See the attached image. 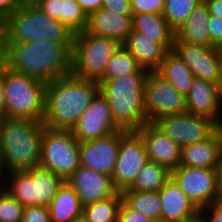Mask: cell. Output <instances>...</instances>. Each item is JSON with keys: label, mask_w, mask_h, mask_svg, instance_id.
I'll return each mask as SVG.
<instances>
[{"label": "cell", "mask_w": 222, "mask_h": 222, "mask_svg": "<svg viewBox=\"0 0 222 222\" xmlns=\"http://www.w3.org/2000/svg\"><path fill=\"white\" fill-rule=\"evenodd\" d=\"M149 71L142 68L135 57L121 45L108 62L106 71L101 79H115L126 74H148Z\"/></svg>", "instance_id": "obj_30"}, {"label": "cell", "mask_w": 222, "mask_h": 222, "mask_svg": "<svg viewBox=\"0 0 222 222\" xmlns=\"http://www.w3.org/2000/svg\"><path fill=\"white\" fill-rule=\"evenodd\" d=\"M87 15L102 7V0H76Z\"/></svg>", "instance_id": "obj_43"}, {"label": "cell", "mask_w": 222, "mask_h": 222, "mask_svg": "<svg viewBox=\"0 0 222 222\" xmlns=\"http://www.w3.org/2000/svg\"><path fill=\"white\" fill-rule=\"evenodd\" d=\"M146 122L187 111L186 97L157 71H149L144 85Z\"/></svg>", "instance_id": "obj_10"}, {"label": "cell", "mask_w": 222, "mask_h": 222, "mask_svg": "<svg viewBox=\"0 0 222 222\" xmlns=\"http://www.w3.org/2000/svg\"><path fill=\"white\" fill-rule=\"evenodd\" d=\"M123 201L133 210L144 213L151 220H160L161 207L158 192L123 190Z\"/></svg>", "instance_id": "obj_29"}, {"label": "cell", "mask_w": 222, "mask_h": 222, "mask_svg": "<svg viewBox=\"0 0 222 222\" xmlns=\"http://www.w3.org/2000/svg\"><path fill=\"white\" fill-rule=\"evenodd\" d=\"M6 118L30 119L42 122L45 114L46 84L17 73L3 64Z\"/></svg>", "instance_id": "obj_6"}, {"label": "cell", "mask_w": 222, "mask_h": 222, "mask_svg": "<svg viewBox=\"0 0 222 222\" xmlns=\"http://www.w3.org/2000/svg\"><path fill=\"white\" fill-rule=\"evenodd\" d=\"M132 14H162L165 0H130Z\"/></svg>", "instance_id": "obj_35"}, {"label": "cell", "mask_w": 222, "mask_h": 222, "mask_svg": "<svg viewBox=\"0 0 222 222\" xmlns=\"http://www.w3.org/2000/svg\"><path fill=\"white\" fill-rule=\"evenodd\" d=\"M121 44L106 36L81 31L75 33L71 51V75L99 81L108 62Z\"/></svg>", "instance_id": "obj_8"}, {"label": "cell", "mask_w": 222, "mask_h": 222, "mask_svg": "<svg viewBox=\"0 0 222 222\" xmlns=\"http://www.w3.org/2000/svg\"><path fill=\"white\" fill-rule=\"evenodd\" d=\"M222 149V127H218L208 138L181 149L179 166L193 168H218Z\"/></svg>", "instance_id": "obj_21"}, {"label": "cell", "mask_w": 222, "mask_h": 222, "mask_svg": "<svg viewBox=\"0 0 222 222\" xmlns=\"http://www.w3.org/2000/svg\"><path fill=\"white\" fill-rule=\"evenodd\" d=\"M24 207L0 185V222H21Z\"/></svg>", "instance_id": "obj_34"}, {"label": "cell", "mask_w": 222, "mask_h": 222, "mask_svg": "<svg viewBox=\"0 0 222 222\" xmlns=\"http://www.w3.org/2000/svg\"><path fill=\"white\" fill-rule=\"evenodd\" d=\"M209 10L204 0L200 1L187 21L175 33V38L192 45H205L211 47L208 29Z\"/></svg>", "instance_id": "obj_24"}, {"label": "cell", "mask_w": 222, "mask_h": 222, "mask_svg": "<svg viewBox=\"0 0 222 222\" xmlns=\"http://www.w3.org/2000/svg\"><path fill=\"white\" fill-rule=\"evenodd\" d=\"M202 0H165L163 16L176 33Z\"/></svg>", "instance_id": "obj_32"}, {"label": "cell", "mask_w": 222, "mask_h": 222, "mask_svg": "<svg viewBox=\"0 0 222 222\" xmlns=\"http://www.w3.org/2000/svg\"><path fill=\"white\" fill-rule=\"evenodd\" d=\"M74 35L71 29L49 17L32 0H25L0 23V43L47 40L61 45H73Z\"/></svg>", "instance_id": "obj_3"}, {"label": "cell", "mask_w": 222, "mask_h": 222, "mask_svg": "<svg viewBox=\"0 0 222 222\" xmlns=\"http://www.w3.org/2000/svg\"><path fill=\"white\" fill-rule=\"evenodd\" d=\"M162 222H199L200 210L171 177L158 191Z\"/></svg>", "instance_id": "obj_19"}, {"label": "cell", "mask_w": 222, "mask_h": 222, "mask_svg": "<svg viewBox=\"0 0 222 222\" xmlns=\"http://www.w3.org/2000/svg\"><path fill=\"white\" fill-rule=\"evenodd\" d=\"M59 21L78 33L86 29L88 15L76 0H61Z\"/></svg>", "instance_id": "obj_33"}, {"label": "cell", "mask_w": 222, "mask_h": 222, "mask_svg": "<svg viewBox=\"0 0 222 222\" xmlns=\"http://www.w3.org/2000/svg\"><path fill=\"white\" fill-rule=\"evenodd\" d=\"M149 222H162L161 220H151Z\"/></svg>", "instance_id": "obj_50"}, {"label": "cell", "mask_w": 222, "mask_h": 222, "mask_svg": "<svg viewBox=\"0 0 222 222\" xmlns=\"http://www.w3.org/2000/svg\"><path fill=\"white\" fill-rule=\"evenodd\" d=\"M154 124L181 149L205 140L218 128L212 120L188 112L162 117Z\"/></svg>", "instance_id": "obj_13"}, {"label": "cell", "mask_w": 222, "mask_h": 222, "mask_svg": "<svg viewBox=\"0 0 222 222\" xmlns=\"http://www.w3.org/2000/svg\"><path fill=\"white\" fill-rule=\"evenodd\" d=\"M122 200V193L117 191L112 197L84 206L83 214L90 222H117Z\"/></svg>", "instance_id": "obj_31"}, {"label": "cell", "mask_w": 222, "mask_h": 222, "mask_svg": "<svg viewBox=\"0 0 222 222\" xmlns=\"http://www.w3.org/2000/svg\"><path fill=\"white\" fill-rule=\"evenodd\" d=\"M157 72L185 97L190 91L195 76L185 62L173 51H168Z\"/></svg>", "instance_id": "obj_27"}, {"label": "cell", "mask_w": 222, "mask_h": 222, "mask_svg": "<svg viewBox=\"0 0 222 222\" xmlns=\"http://www.w3.org/2000/svg\"><path fill=\"white\" fill-rule=\"evenodd\" d=\"M120 145V130L99 139L80 142V166L112 176Z\"/></svg>", "instance_id": "obj_16"}, {"label": "cell", "mask_w": 222, "mask_h": 222, "mask_svg": "<svg viewBox=\"0 0 222 222\" xmlns=\"http://www.w3.org/2000/svg\"><path fill=\"white\" fill-rule=\"evenodd\" d=\"M149 161L141 134L120 130L118 157L111 176L113 187L118 192L129 188Z\"/></svg>", "instance_id": "obj_12"}, {"label": "cell", "mask_w": 222, "mask_h": 222, "mask_svg": "<svg viewBox=\"0 0 222 222\" xmlns=\"http://www.w3.org/2000/svg\"><path fill=\"white\" fill-rule=\"evenodd\" d=\"M148 74H129L100 79L99 91L107 99L115 126L122 131H138L146 124L144 85Z\"/></svg>", "instance_id": "obj_5"}, {"label": "cell", "mask_w": 222, "mask_h": 222, "mask_svg": "<svg viewBox=\"0 0 222 222\" xmlns=\"http://www.w3.org/2000/svg\"><path fill=\"white\" fill-rule=\"evenodd\" d=\"M199 222H222V199L201 209Z\"/></svg>", "instance_id": "obj_38"}, {"label": "cell", "mask_w": 222, "mask_h": 222, "mask_svg": "<svg viewBox=\"0 0 222 222\" xmlns=\"http://www.w3.org/2000/svg\"><path fill=\"white\" fill-rule=\"evenodd\" d=\"M66 181L76 191L83 207L112 197L117 192L111 177L83 166H79Z\"/></svg>", "instance_id": "obj_18"}, {"label": "cell", "mask_w": 222, "mask_h": 222, "mask_svg": "<svg viewBox=\"0 0 222 222\" xmlns=\"http://www.w3.org/2000/svg\"><path fill=\"white\" fill-rule=\"evenodd\" d=\"M49 17L59 20L61 0H32Z\"/></svg>", "instance_id": "obj_41"}, {"label": "cell", "mask_w": 222, "mask_h": 222, "mask_svg": "<svg viewBox=\"0 0 222 222\" xmlns=\"http://www.w3.org/2000/svg\"><path fill=\"white\" fill-rule=\"evenodd\" d=\"M71 131L79 142L99 139L119 131L113 122L107 99L100 91Z\"/></svg>", "instance_id": "obj_15"}, {"label": "cell", "mask_w": 222, "mask_h": 222, "mask_svg": "<svg viewBox=\"0 0 222 222\" xmlns=\"http://www.w3.org/2000/svg\"><path fill=\"white\" fill-rule=\"evenodd\" d=\"M171 177L199 210L222 199L218 168L178 166Z\"/></svg>", "instance_id": "obj_11"}, {"label": "cell", "mask_w": 222, "mask_h": 222, "mask_svg": "<svg viewBox=\"0 0 222 222\" xmlns=\"http://www.w3.org/2000/svg\"><path fill=\"white\" fill-rule=\"evenodd\" d=\"M79 146L71 130L44 128L39 167L66 180L80 166Z\"/></svg>", "instance_id": "obj_9"}, {"label": "cell", "mask_w": 222, "mask_h": 222, "mask_svg": "<svg viewBox=\"0 0 222 222\" xmlns=\"http://www.w3.org/2000/svg\"><path fill=\"white\" fill-rule=\"evenodd\" d=\"M220 90H221V94H222V50H221V77H220Z\"/></svg>", "instance_id": "obj_48"}, {"label": "cell", "mask_w": 222, "mask_h": 222, "mask_svg": "<svg viewBox=\"0 0 222 222\" xmlns=\"http://www.w3.org/2000/svg\"><path fill=\"white\" fill-rule=\"evenodd\" d=\"M51 222H71L83 214V206L74 188L65 180L48 206Z\"/></svg>", "instance_id": "obj_26"}, {"label": "cell", "mask_w": 222, "mask_h": 222, "mask_svg": "<svg viewBox=\"0 0 222 222\" xmlns=\"http://www.w3.org/2000/svg\"><path fill=\"white\" fill-rule=\"evenodd\" d=\"M21 222H51L49 209L39 205L24 207Z\"/></svg>", "instance_id": "obj_36"}, {"label": "cell", "mask_w": 222, "mask_h": 222, "mask_svg": "<svg viewBox=\"0 0 222 222\" xmlns=\"http://www.w3.org/2000/svg\"><path fill=\"white\" fill-rule=\"evenodd\" d=\"M218 177H219V187L222 192V149L219 157Z\"/></svg>", "instance_id": "obj_46"}, {"label": "cell", "mask_w": 222, "mask_h": 222, "mask_svg": "<svg viewBox=\"0 0 222 222\" xmlns=\"http://www.w3.org/2000/svg\"><path fill=\"white\" fill-rule=\"evenodd\" d=\"M1 128H2V120L0 119V146H1Z\"/></svg>", "instance_id": "obj_49"}, {"label": "cell", "mask_w": 222, "mask_h": 222, "mask_svg": "<svg viewBox=\"0 0 222 222\" xmlns=\"http://www.w3.org/2000/svg\"><path fill=\"white\" fill-rule=\"evenodd\" d=\"M132 22L133 30L161 44L167 51L173 49L175 32L170 28L163 14H132Z\"/></svg>", "instance_id": "obj_25"}, {"label": "cell", "mask_w": 222, "mask_h": 222, "mask_svg": "<svg viewBox=\"0 0 222 222\" xmlns=\"http://www.w3.org/2000/svg\"><path fill=\"white\" fill-rule=\"evenodd\" d=\"M208 29L211 39V47L219 48L222 45V18L210 15Z\"/></svg>", "instance_id": "obj_39"}, {"label": "cell", "mask_w": 222, "mask_h": 222, "mask_svg": "<svg viewBox=\"0 0 222 222\" xmlns=\"http://www.w3.org/2000/svg\"><path fill=\"white\" fill-rule=\"evenodd\" d=\"M133 30L132 16H121L100 8L88 15L85 31L117 40L123 45Z\"/></svg>", "instance_id": "obj_22"}, {"label": "cell", "mask_w": 222, "mask_h": 222, "mask_svg": "<svg viewBox=\"0 0 222 222\" xmlns=\"http://www.w3.org/2000/svg\"><path fill=\"white\" fill-rule=\"evenodd\" d=\"M170 178L171 171L155 162L149 161L138 173L133 184L124 190L158 192Z\"/></svg>", "instance_id": "obj_28"}, {"label": "cell", "mask_w": 222, "mask_h": 222, "mask_svg": "<svg viewBox=\"0 0 222 222\" xmlns=\"http://www.w3.org/2000/svg\"><path fill=\"white\" fill-rule=\"evenodd\" d=\"M150 218L144 213L130 208L123 200L119 206L117 222H149Z\"/></svg>", "instance_id": "obj_37"}, {"label": "cell", "mask_w": 222, "mask_h": 222, "mask_svg": "<svg viewBox=\"0 0 222 222\" xmlns=\"http://www.w3.org/2000/svg\"><path fill=\"white\" fill-rule=\"evenodd\" d=\"M64 181L40 167L1 175V186L23 207L39 205L48 208Z\"/></svg>", "instance_id": "obj_7"}, {"label": "cell", "mask_w": 222, "mask_h": 222, "mask_svg": "<svg viewBox=\"0 0 222 222\" xmlns=\"http://www.w3.org/2000/svg\"><path fill=\"white\" fill-rule=\"evenodd\" d=\"M141 134L149 160L169 171L176 169L181 160V148L154 123L144 124Z\"/></svg>", "instance_id": "obj_20"}, {"label": "cell", "mask_w": 222, "mask_h": 222, "mask_svg": "<svg viewBox=\"0 0 222 222\" xmlns=\"http://www.w3.org/2000/svg\"><path fill=\"white\" fill-rule=\"evenodd\" d=\"M43 122L5 118L2 120L0 175L39 167Z\"/></svg>", "instance_id": "obj_4"}, {"label": "cell", "mask_w": 222, "mask_h": 222, "mask_svg": "<svg viewBox=\"0 0 222 222\" xmlns=\"http://www.w3.org/2000/svg\"><path fill=\"white\" fill-rule=\"evenodd\" d=\"M188 113L206 117L222 127V94L217 83L194 78L186 96Z\"/></svg>", "instance_id": "obj_17"}, {"label": "cell", "mask_w": 222, "mask_h": 222, "mask_svg": "<svg viewBox=\"0 0 222 222\" xmlns=\"http://www.w3.org/2000/svg\"><path fill=\"white\" fill-rule=\"evenodd\" d=\"M123 45L135 57L138 64L148 71H157L168 52L161 44L135 30H132Z\"/></svg>", "instance_id": "obj_23"}, {"label": "cell", "mask_w": 222, "mask_h": 222, "mask_svg": "<svg viewBox=\"0 0 222 222\" xmlns=\"http://www.w3.org/2000/svg\"><path fill=\"white\" fill-rule=\"evenodd\" d=\"M121 16H132L130 0H102V7Z\"/></svg>", "instance_id": "obj_40"}, {"label": "cell", "mask_w": 222, "mask_h": 222, "mask_svg": "<svg viewBox=\"0 0 222 222\" xmlns=\"http://www.w3.org/2000/svg\"><path fill=\"white\" fill-rule=\"evenodd\" d=\"M172 50L191 69L195 78L219 85L221 77V50L219 48L187 44L175 38Z\"/></svg>", "instance_id": "obj_14"}, {"label": "cell", "mask_w": 222, "mask_h": 222, "mask_svg": "<svg viewBox=\"0 0 222 222\" xmlns=\"http://www.w3.org/2000/svg\"><path fill=\"white\" fill-rule=\"evenodd\" d=\"M71 222H90V221H88L87 218L84 216V214H82L73 219Z\"/></svg>", "instance_id": "obj_47"}, {"label": "cell", "mask_w": 222, "mask_h": 222, "mask_svg": "<svg viewBox=\"0 0 222 222\" xmlns=\"http://www.w3.org/2000/svg\"><path fill=\"white\" fill-rule=\"evenodd\" d=\"M99 92V83L71 74L46 84L43 124L52 130H71Z\"/></svg>", "instance_id": "obj_2"}, {"label": "cell", "mask_w": 222, "mask_h": 222, "mask_svg": "<svg viewBox=\"0 0 222 222\" xmlns=\"http://www.w3.org/2000/svg\"><path fill=\"white\" fill-rule=\"evenodd\" d=\"M6 118V105L4 98L3 63L0 61V119Z\"/></svg>", "instance_id": "obj_44"}, {"label": "cell", "mask_w": 222, "mask_h": 222, "mask_svg": "<svg viewBox=\"0 0 222 222\" xmlns=\"http://www.w3.org/2000/svg\"><path fill=\"white\" fill-rule=\"evenodd\" d=\"M25 0H0V23L16 9H18Z\"/></svg>", "instance_id": "obj_42"}, {"label": "cell", "mask_w": 222, "mask_h": 222, "mask_svg": "<svg viewBox=\"0 0 222 222\" xmlns=\"http://www.w3.org/2000/svg\"><path fill=\"white\" fill-rule=\"evenodd\" d=\"M72 47L47 40L0 43V61L14 72L47 84L71 73Z\"/></svg>", "instance_id": "obj_1"}, {"label": "cell", "mask_w": 222, "mask_h": 222, "mask_svg": "<svg viewBox=\"0 0 222 222\" xmlns=\"http://www.w3.org/2000/svg\"><path fill=\"white\" fill-rule=\"evenodd\" d=\"M207 4L209 14L222 18V0H204Z\"/></svg>", "instance_id": "obj_45"}]
</instances>
